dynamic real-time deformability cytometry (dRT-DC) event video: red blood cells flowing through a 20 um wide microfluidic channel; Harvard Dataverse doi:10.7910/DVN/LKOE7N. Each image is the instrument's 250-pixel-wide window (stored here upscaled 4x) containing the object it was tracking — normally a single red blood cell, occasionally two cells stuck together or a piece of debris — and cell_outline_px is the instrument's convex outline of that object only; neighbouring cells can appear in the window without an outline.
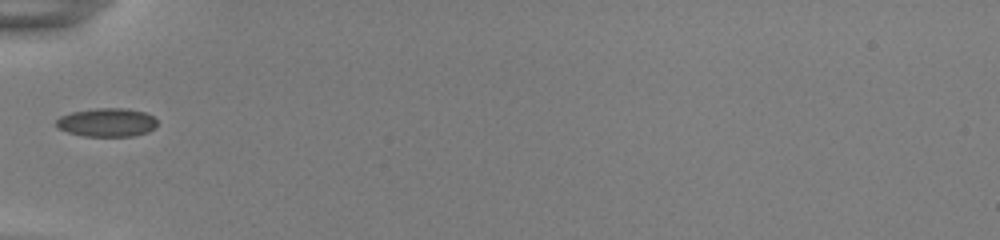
{"species": "common noctule bat (a hibernating species)", "species_latin": "Nyctalus noctula", "temperature_condition": "room temperature", "stored_images_in_passage": 20, "camera_frame_rate_fps": 3000, "um_per_image_px": 0.085, "animal": {"sex": "female", "body_mass_g": 22.0, "forearm_length_mm": 56.7}, "frame": {"image": 1, "passage_image": 1, "time_ms": 0.0, "image_size_px": [1000, 240], "cell_outline_px": [[156, 128], [148, 132], [132, 136], [84, 136], [68, 132], [56, 128], [56, 120], [60, 116], [72, 112], [96, 108], [124, 108], [144, 112], [152, 116], [156, 120]], "centroid_in_image_um": [9.07, 10.41], "position_along_channel_um": 75.9, "area_um2": 16.82}}
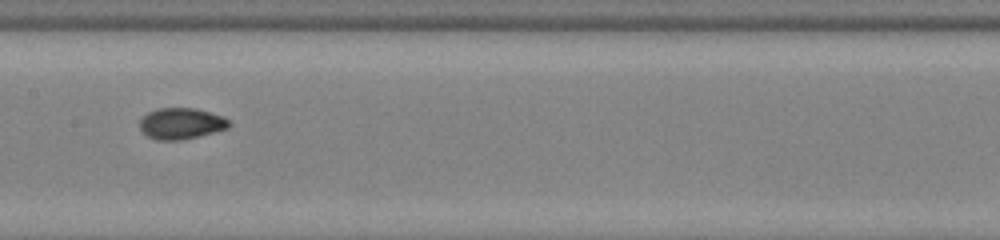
{"frame": {"image": 2, "passage_image": 10, "time_ms": 3.0, "image_size_px": [1000, 240], "cell_outline_px": [[232, 124], [228, 128], [180, 140], [156, 140], [148, 136], [140, 128], [140, 120], [148, 112], [160, 108], [196, 108], [224, 116]], "centroid_in_image_um": [15.41, 10.49], "position_along_channel_um": 192.0, "area_um2": 16.07}}
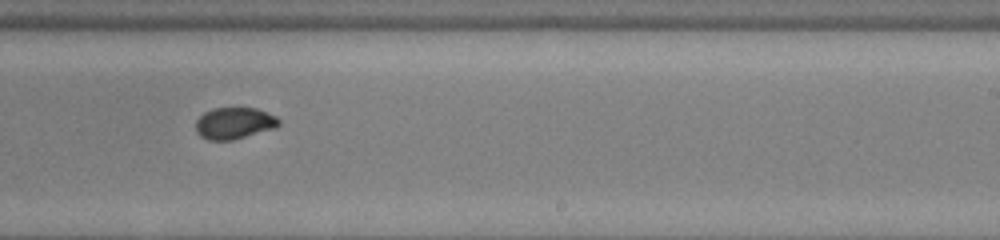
{"frame": {"image": 3, "passage_image": 16, "time_ms": 5.0, "image_size_px": [1000, 240], "cell_outline_px": [[280, 124], [276, 128], [232, 140], [208, 140], [200, 136], [196, 132], [196, 120], [204, 112], [212, 108], [256, 108], [276, 116], [280, 120]], "centroid_in_image_um": [19.91, 10.47], "position_along_channel_um": 269.1, "area_um2": 15.37}}